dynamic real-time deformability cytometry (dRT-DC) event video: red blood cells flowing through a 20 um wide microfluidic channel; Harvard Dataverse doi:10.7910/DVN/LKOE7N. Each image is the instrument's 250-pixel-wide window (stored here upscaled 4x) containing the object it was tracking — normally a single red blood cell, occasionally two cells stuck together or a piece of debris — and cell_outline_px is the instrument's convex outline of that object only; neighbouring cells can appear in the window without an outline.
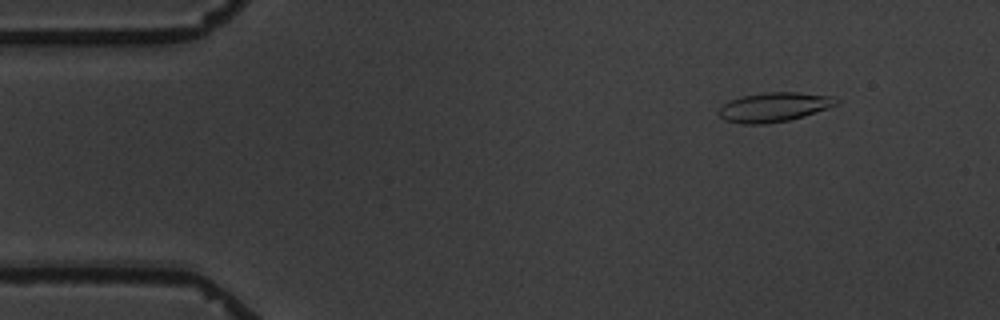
{"species": "common noctule bat (a hibernating species)", "species_latin": "Nyctalus noctula", "temperature_condition": "warm", "stored_images_in_passage": 6, "camera_frame_rate_fps": 3000, "um_per_image_px": 0.085, "animal": {"sex": "male", "body_mass_g": 19.5, "forearm_length_mm": 54.6}, "frame": {"image": 1, "passage_image": 2, "time_ms": 1.0, "image_size_px": [1000, 320], "cell_outline_px": [[840, 104], [804, 116], [788, 120], [764, 124], [744, 124], [724, 120], [720, 116], [720, 108], [728, 100], [744, 96], [764, 92], [796, 92], [832, 96], [840, 100]], "centroid_in_image_um": [65.83, 9.1], "position_along_channel_um": 19.2, "area_um2": 20.06}}
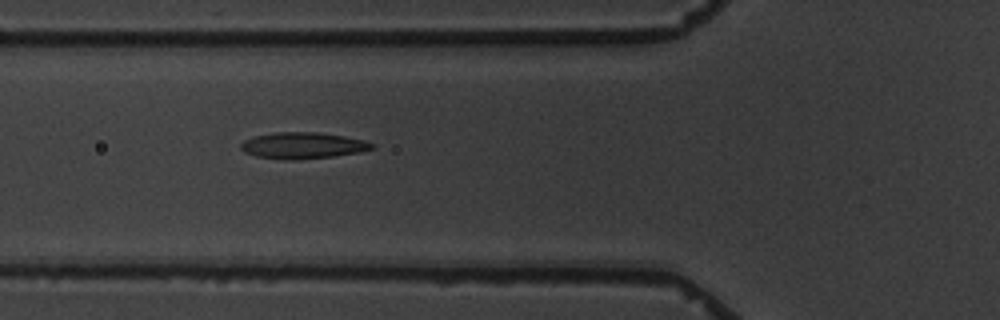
{"frame": {"image": 2, "passage_image": 6, "time_ms": 5.667, "image_size_px": [1000, 320], "cell_outline_px": [[376, 148], [360, 152], [332, 156], [296, 160], [284, 160], [256, 156], [244, 152], [240, 148], [240, 144], [244, 140], [252, 136], [276, 132], [316, 132], [344, 136], [364, 140], [376, 144]], "centroid_in_image_um": [25.73, 12.37], "position_along_channel_um": 100.1, "area_um2": 20.29}}